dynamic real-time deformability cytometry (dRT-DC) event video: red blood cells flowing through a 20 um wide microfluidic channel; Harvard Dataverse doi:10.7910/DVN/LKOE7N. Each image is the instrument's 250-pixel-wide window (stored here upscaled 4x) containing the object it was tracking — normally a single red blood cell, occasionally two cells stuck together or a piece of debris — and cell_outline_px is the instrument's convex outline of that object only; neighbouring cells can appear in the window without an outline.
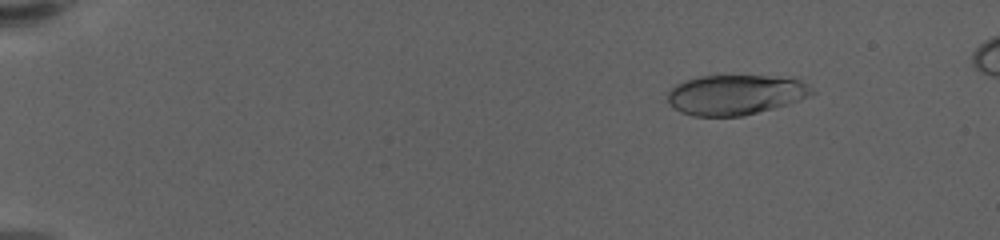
{"species": "human", "species_latin": "Homo sapiens", "temperature_condition": "warm", "stored_images_in_passage": 60, "camera_frame_rate_fps": 3000, "um_per_image_px": 0.085, "donor": {"sex": "female"}, "frame": {"image": 1, "passage_image": 9, "time_ms": 2.667, "image_size_px": [1000, 240], "cell_outline_px": [[816, 92], [800, 100], [788, 104], [740, 116], [692, 116], [680, 112], [668, 100], [668, 92], [676, 84], [684, 80], [700, 76], [764, 76], [800, 80], [808, 84]], "centroid_in_image_um": [62.5, 8.05], "position_along_channel_um": 22.5, "area_um2": 33.29}}
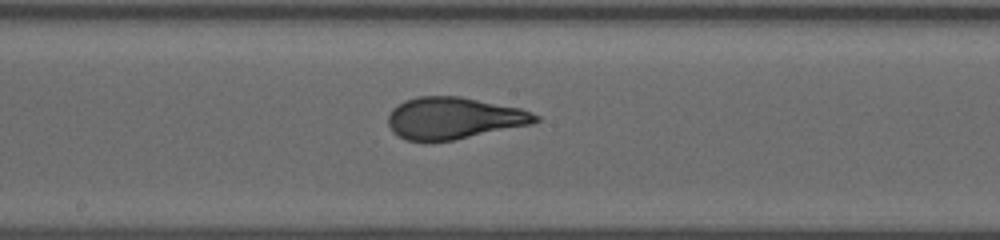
{"frame": {"image": 2, "passage_image": 35, "time_ms": 11.333, "image_size_px": [1000, 240], "cell_outline_px": [[540, 120], [532, 124], [456, 140], [428, 144], [404, 140], [392, 132], [388, 124], [388, 116], [392, 108], [404, 100], [416, 96], [460, 96], [520, 108], [532, 112], [540, 116]], "centroid_in_image_um": [38.53, 10.07], "position_along_channel_um": 209.7, "area_um2": 36.76}}
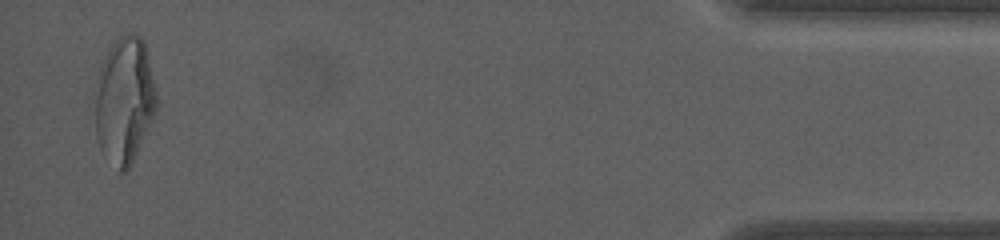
{"frame": {"image": 3, "passage_image": 59, "time_ms": 19.333, "image_size_px": [1000, 240], "cell_outline_px": [[156, 112], [132, 164], [124, 172], [120, 172], [100, 148], [96, 136], [92, 88], [100, 68], [112, 44], [120, 36], [128, 32], [132, 32], [140, 36], [144, 40], [156, 96]], "centroid_in_image_um": [10.53, 8.52], "position_along_channel_um": 424.7, "area_um2": 45.55}, "authors_computed_cell_mechanics": {"area_um2": 35.8938, "velocity_mm_per_s": 3.5684, "shape_relaxation_time_tau1_ms": 6.6153, "shape_relaxation_time_tau2_ms": null, "deformation_change_tau1": 0.2451, "deformation_change_tau2": null}}